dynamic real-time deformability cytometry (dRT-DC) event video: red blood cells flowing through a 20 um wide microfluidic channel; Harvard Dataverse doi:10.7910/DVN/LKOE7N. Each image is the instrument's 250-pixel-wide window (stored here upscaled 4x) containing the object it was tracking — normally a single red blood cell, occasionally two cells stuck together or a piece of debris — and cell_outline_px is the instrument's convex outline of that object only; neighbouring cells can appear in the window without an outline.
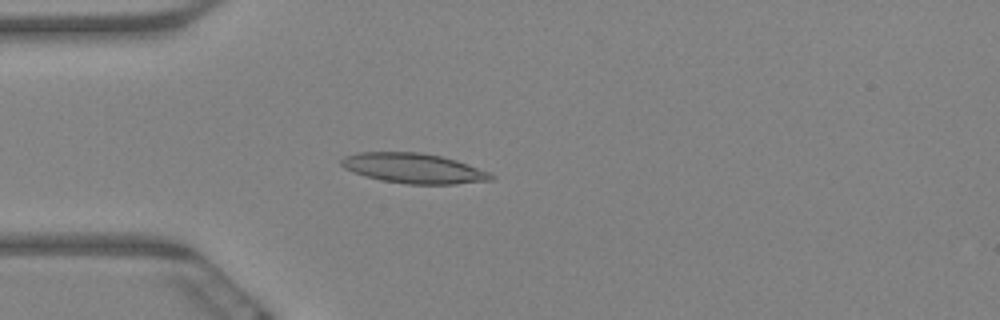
{"species": "Egyptian fruit bat (a non-hibernating species)", "species_latin": "Rousettus aegyptiacus", "temperature_condition": "warm", "stored_images_in_passage": 57, "camera_frame_rate_fps": 3000, "um_per_image_px": 0.085, "animal": {"sex": "female"}, "frame": {"image": 1, "passage_image": 11, "time_ms": 3.333, "image_size_px": [1000, 320], "cell_outline_px": [[496, 176], [492, 180], [456, 184], [408, 184], [380, 180], [364, 176], [352, 172], [344, 168], [340, 164], [340, 160], [344, 156], [356, 152], [420, 152], [440, 156], [456, 160], [468, 164], [488, 172]], "centroid_in_image_um": [35.12, 14.3], "position_along_channel_um": 49.9, "area_um2": 26.3}}
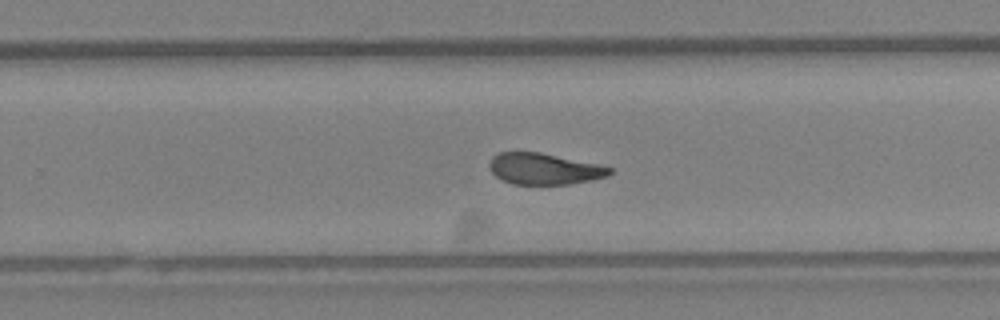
{"frame": {"image": 2, "passage_image": 34, "time_ms": 11.0, "image_size_px": [1000, 320], "cell_outline_px": [[612, 172], [608, 176], [592, 180], [568, 184], [512, 184], [496, 176], [492, 172], [488, 164], [492, 156], [500, 152], [540, 152], [596, 164], [612, 168]], "centroid_in_image_um": [46.23, 14.35], "position_along_channel_um": 283.6, "area_um2": 21.73}}
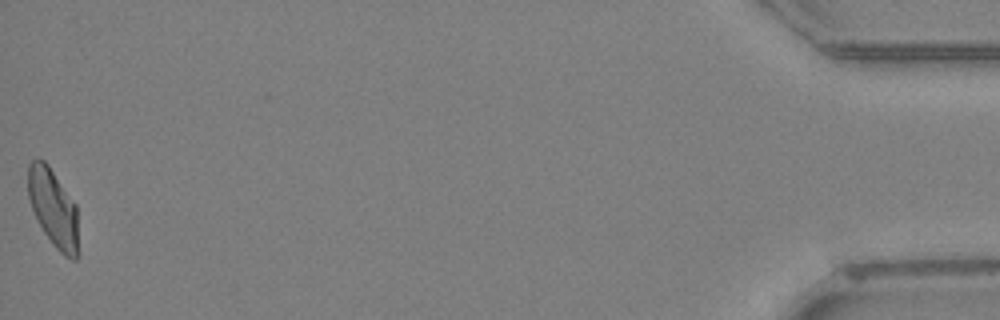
{"frame": {"image": 3, "passage_image": 57, "time_ms": 18.667, "image_size_px": [1000, 320], "cell_outline_px": [[76, 260], [72, 260], [64, 256], [56, 248], [44, 232], [36, 220], [28, 196], [28, 164], [32, 160], [44, 160], [48, 164], [76, 204]], "centroid_in_image_um": [4.49, 17.65], "position_along_channel_um": 430.7, "area_um2": 22.43}, "authors_computed_cell_mechanics": {"area_um2": 23.5246, "velocity_mm_per_s": 3.2033, "shape_relaxation_time_tau1_ms": 11.3455, "shape_relaxation_time_tau2_ms": 4.2756, "deformation_change_tau1": 0.2441, "deformation_change_tau2": 0.0841}}